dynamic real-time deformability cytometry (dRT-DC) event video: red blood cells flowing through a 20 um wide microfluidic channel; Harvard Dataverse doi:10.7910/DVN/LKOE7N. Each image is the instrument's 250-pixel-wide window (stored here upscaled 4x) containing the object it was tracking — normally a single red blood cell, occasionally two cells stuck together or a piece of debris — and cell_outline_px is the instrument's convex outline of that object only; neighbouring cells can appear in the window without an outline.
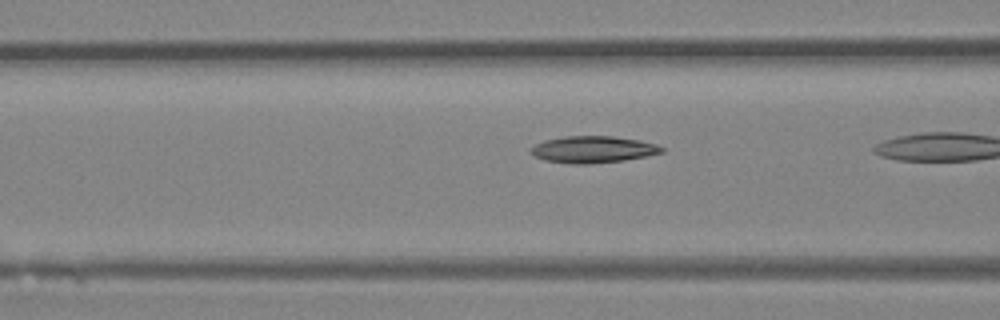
{"species": "Egyptian fruit bat (a non-hibernating species)", "species_latin": "Rousettus aegyptiacus", "temperature_condition": "room temperature", "stored_images_in_passage": 12, "camera_frame_rate_fps": 3000, "um_per_image_px": 0.085, "animal": {"sex": "female"}, "frame": {"image": 1, "passage_image": 10, "time_ms": 3.0, "image_size_px": [1000, 320], "cell_outline_px": [[664, 152], [648, 156], [624, 160], [588, 164], [572, 164], [544, 160], [528, 152], [528, 148], [544, 140], [564, 136], [612, 136], [640, 140], [656, 144], [664, 148]], "centroid_in_image_um": [50.39, 12.7], "position_along_channel_um": 116.2, "area_um2": 20.58}}